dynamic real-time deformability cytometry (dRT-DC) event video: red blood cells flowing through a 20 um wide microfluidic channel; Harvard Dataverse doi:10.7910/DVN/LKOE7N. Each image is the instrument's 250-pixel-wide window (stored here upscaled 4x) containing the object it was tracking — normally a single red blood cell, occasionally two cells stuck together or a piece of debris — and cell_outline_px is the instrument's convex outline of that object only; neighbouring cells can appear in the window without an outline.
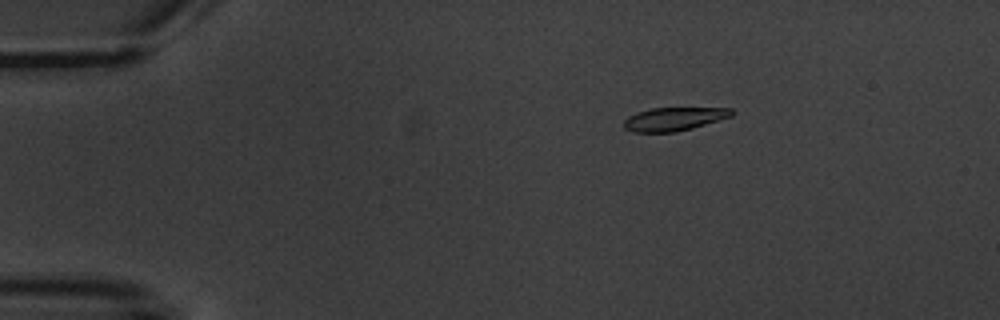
{"species": "common noctule bat (a hibernating species)", "species_latin": "Nyctalus noctula", "temperature_condition": "warm", "stored_images_in_passage": 3, "camera_frame_rate_fps": 3000, "um_per_image_px": 0.085, "animal": {"sex": "male", "body_mass_g": 20.1, "forearm_length_mm": 53.5}, "frame": {"image": 1, "passage_image": 2, "time_ms": 1.0, "image_size_px": [1000, 320], "cell_outline_px": [[736, 112], [732, 116], [692, 128], [676, 132], [632, 132], [624, 128], [624, 120], [628, 116], [636, 112], [652, 108], [732, 108]], "centroid_in_image_um": [57.28, 10.11], "position_along_channel_um": 27.7, "area_um2": 14.74}}